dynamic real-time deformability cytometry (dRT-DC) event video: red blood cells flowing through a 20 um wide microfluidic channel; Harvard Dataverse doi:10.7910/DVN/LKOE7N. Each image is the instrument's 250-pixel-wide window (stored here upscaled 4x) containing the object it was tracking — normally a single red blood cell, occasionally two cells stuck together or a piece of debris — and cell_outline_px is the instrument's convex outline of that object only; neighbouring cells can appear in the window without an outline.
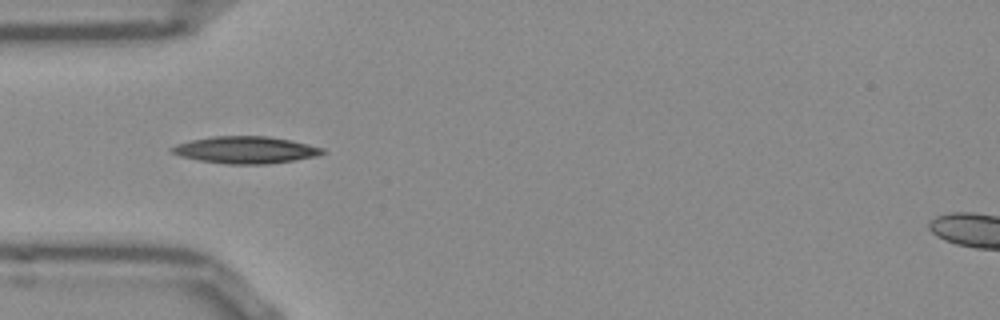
{"species": "Egyptian fruit bat (a non-hibernating species)", "species_latin": "Rousettus aegyptiacus", "temperature_condition": "room temperature", "stored_images_in_passage": 12, "camera_frame_rate_fps": 3000, "um_per_image_px": 0.085, "frame": {"image": 1, "passage_image": 3, "time_ms": 0.667, "image_size_px": [1000, 320], "cell_outline_px": [[324, 152], [320, 156], [268, 164], [228, 164], [200, 160], [180, 156], [168, 152], [168, 148], [176, 144], [192, 140], [212, 136], [268, 136], [292, 140], [324, 148]], "centroid_in_image_um": [20.87, 12.74], "position_along_channel_um": 64.1, "area_um2": 23.87}}
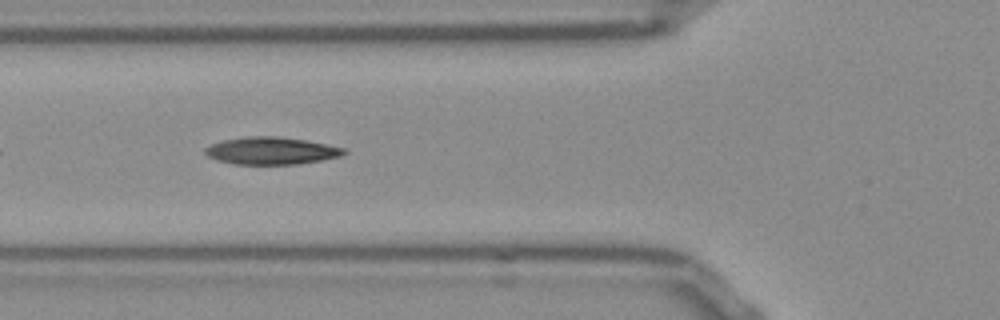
{"frame": {"image": 2, "passage_image": 6, "time_ms": 1.667, "image_size_px": [1000, 320], "cell_outline_px": [[348, 152], [340, 156], [320, 160], [296, 164], [236, 164], [216, 160], [208, 156], [204, 152], [204, 148], [212, 144], [224, 140], [248, 136], [280, 136], [304, 140], [344, 148]], "centroid_in_image_um": [23.03, 12.81], "position_along_channel_um": 102.8, "area_um2": 21.91}}
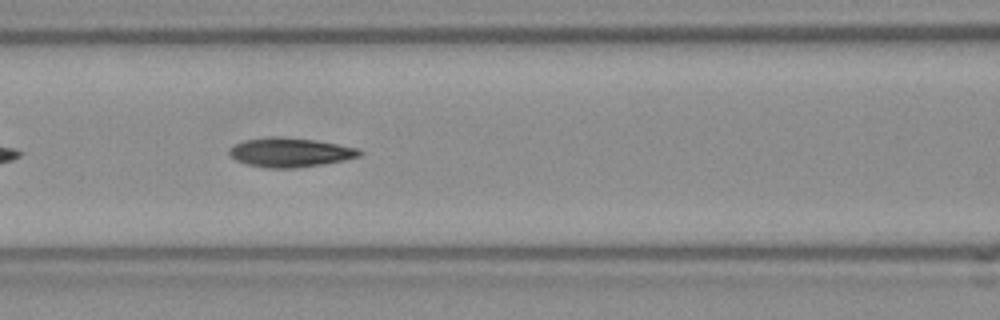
{"frame": {"image": 3, "passage_image": 9, "time_ms": 2.667, "image_size_px": [1000, 320], "cell_outline_px": [[364, 152], [360, 156], [344, 160], [320, 164], [292, 168], [268, 168], [248, 164], [236, 160], [228, 152], [228, 148], [244, 140], [268, 136], [280, 136], [312, 140], [360, 148]], "centroid_in_image_um": [24.65, 12.94], "position_along_channel_um": 141.9, "area_um2": 22.02}}